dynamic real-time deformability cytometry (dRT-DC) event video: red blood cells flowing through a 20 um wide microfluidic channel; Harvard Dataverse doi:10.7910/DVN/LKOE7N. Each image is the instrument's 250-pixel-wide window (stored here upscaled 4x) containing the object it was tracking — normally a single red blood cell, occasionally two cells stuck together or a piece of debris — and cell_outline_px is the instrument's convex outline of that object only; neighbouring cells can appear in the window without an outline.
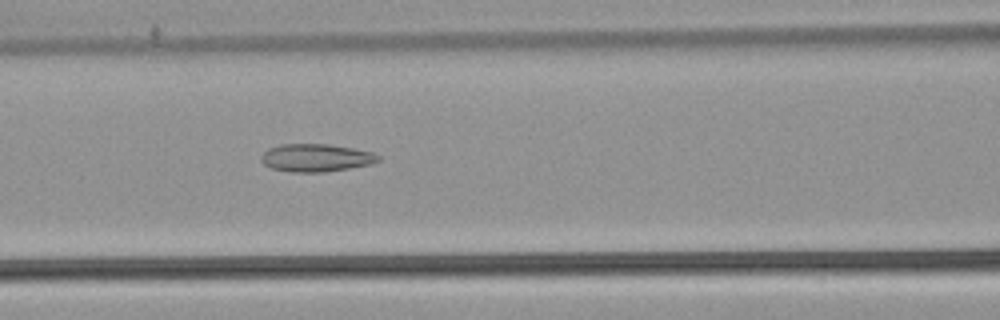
{"species": "common noctule bat (a hibernating species)", "species_latin": "Nyctalus noctula", "temperature_condition": "warm", "stored_images_in_passage": 54, "camera_frame_rate_fps": 3000, "um_per_image_px": 0.085, "animal": {"sex": "male", "body_mass_g": 21.5, "forearm_length_mm": 52.0}, "frame": {"image": 1, "passage_image": 24, "time_ms": 7.667, "image_size_px": [1000, 320], "cell_outline_px": [[380, 160], [368, 164], [348, 168], [324, 172], [292, 172], [272, 168], [264, 164], [260, 160], [260, 156], [268, 148], [280, 144], [328, 144], [352, 148], [372, 152], [380, 156]], "centroid_in_image_um": [26.82, 13.4], "position_along_channel_um": 139.8, "area_um2": 18.84}}
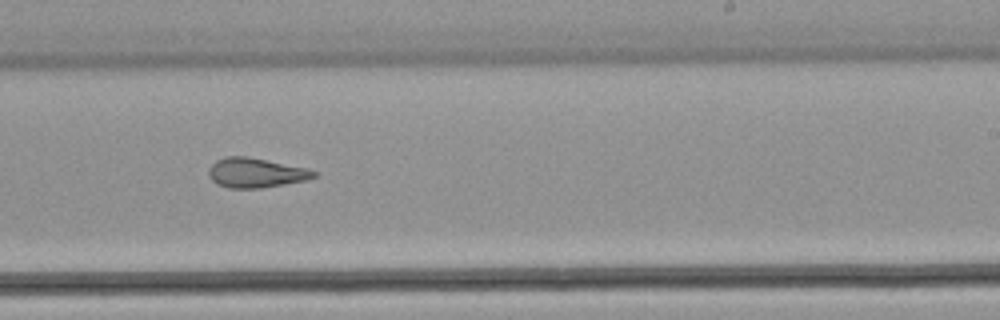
{"frame": {"image": 2, "passage_image": 34, "time_ms": 11.0, "image_size_px": [1000, 320], "cell_outline_px": [[316, 176], [304, 180], [284, 184], [260, 188], [228, 188], [216, 184], [208, 176], [208, 168], [216, 160], [224, 156], [248, 156], [304, 168], [316, 172]], "centroid_in_image_um": [21.65, 14.68], "position_along_channel_um": 267.4, "area_um2": 18.03}}
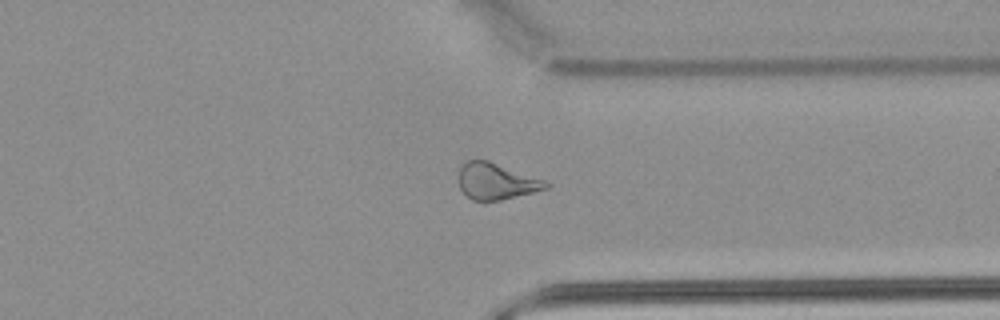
{"frame": {"image": 3, "passage_image": 42, "time_ms": 13.667, "image_size_px": [1000, 320], "cell_outline_px": [[552, 184], [548, 188], [500, 200], [472, 200], [460, 188], [460, 168], [468, 160], [488, 160], [544, 180]], "centroid_in_image_um": [42.2, 15.41], "position_along_channel_um": 369.2, "area_um2": 18.03}, "authors_computed_cell_mechanics": {"area_um2": 20.6057, "velocity_mm_per_s": 3.8393, "shape_relaxation_time_tau1_ms": null, "shape_relaxation_time_tau2_ms": 3.828, "deformation_change_tau1": null, "deformation_change_tau2": 0.1425}}